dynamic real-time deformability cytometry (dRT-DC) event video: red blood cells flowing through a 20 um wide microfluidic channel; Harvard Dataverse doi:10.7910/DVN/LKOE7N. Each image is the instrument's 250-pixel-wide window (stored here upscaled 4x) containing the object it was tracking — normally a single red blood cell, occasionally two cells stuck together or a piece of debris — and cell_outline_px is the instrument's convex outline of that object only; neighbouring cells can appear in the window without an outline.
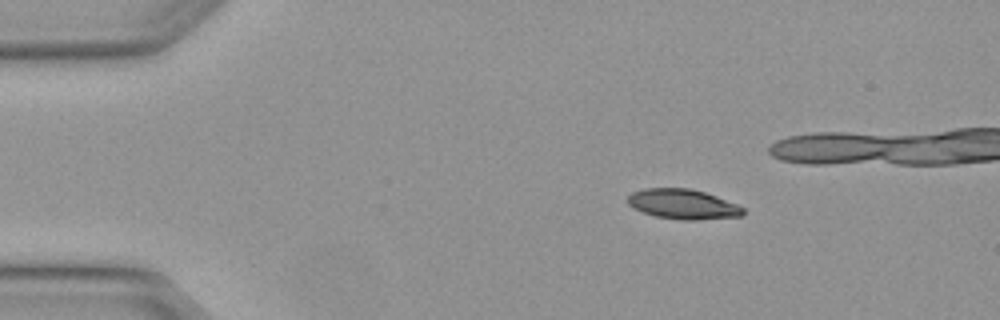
{"species": "Egyptian fruit bat (a non-hibernating species)", "species_latin": "Rousettus aegyptiacus", "temperature_condition": "warm", "stored_images_in_passage": 7, "camera_frame_rate_fps": 3000, "um_per_image_px": 0.085, "animal": {"sex": "female"}, "frame": {"image": 1, "passage_image": 2, "time_ms": 0.333, "image_size_px": [1000, 320], "cell_outline_px": [[744, 216], [696, 220], [680, 220], [656, 216], [644, 212], [628, 204], [628, 196], [632, 192], [644, 188], [688, 188], [704, 192], [716, 196], [736, 204], [744, 208]], "centroid_in_image_um": [58.07, 17.36], "position_along_channel_um": 26.9, "area_um2": 20.0}}